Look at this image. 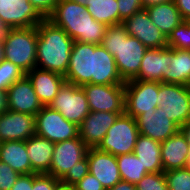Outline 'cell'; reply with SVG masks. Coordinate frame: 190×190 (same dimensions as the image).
<instances>
[{"label": "cell", "instance_id": "cell-4", "mask_svg": "<svg viewBox=\"0 0 190 190\" xmlns=\"http://www.w3.org/2000/svg\"><path fill=\"white\" fill-rule=\"evenodd\" d=\"M37 27L9 28L2 38L4 58L26 74L36 68Z\"/></svg>", "mask_w": 190, "mask_h": 190}, {"label": "cell", "instance_id": "cell-1", "mask_svg": "<svg viewBox=\"0 0 190 190\" xmlns=\"http://www.w3.org/2000/svg\"><path fill=\"white\" fill-rule=\"evenodd\" d=\"M47 19L61 27L74 41L90 44H101L108 27L96 21L85 5L70 0H58Z\"/></svg>", "mask_w": 190, "mask_h": 190}, {"label": "cell", "instance_id": "cell-29", "mask_svg": "<svg viewBox=\"0 0 190 190\" xmlns=\"http://www.w3.org/2000/svg\"><path fill=\"white\" fill-rule=\"evenodd\" d=\"M85 7L96 21L108 27L119 24L117 0H92L87 2Z\"/></svg>", "mask_w": 190, "mask_h": 190}, {"label": "cell", "instance_id": "cell-10", "mask_svg": "<svg viewBox=\"0 0 190 190\" xmlns=\"http://www.w3.org/2000/svg\"><path fill=\"white\" fill-rule=\"evenodd\" d=\"M85 91L90 112L124 113L125 86L84 84L81 86Z\"/></svg>", "mask_w": 190, "mask_h": 190}, {"label": "cell", "instance_id": "cell-13", "mask_svg": "<svg viewBox=\"0 0 190 190\" xmlns=\"http://www.w3.org/2000/svg\"><path fill=\"white\" fill-rule=\"evenodd\" d=\"M88 149L79 137L55 143L50 170L47 174L60 180L68 170L75 167V163L87 156Z\"/></svg>", "mask_w": 190, "mask_h": 190}, {"label": "cell", "instance_id": "cell-43", "mask_svg": "<svg viewBox=\"0 0 190 190\" xmlns=\"http://www.w3.org/2000/svg\"><path fill=\"white\" fill-rule=\"evenodd\" d=\"M107 190H137V188L136 184L121 180L120 182L115 184L112 188Z\"/></svg>", "mask_w": 190, "mask_h": 190}, {"label": "cell", "instance_id": "cell-31", "mask_svg": "<svg viewBox=\"0 0 190 190\" xmlns=\"http://www.w3.org/2000/svg\"><path fill=\"white\" fill-rule=\"evenodd\" d=\"M167 46L180 50H190V22L184 20L167 37Z\"/></svg>", "mask_w": 190, "mask_h": 190}, {"label": "cell", "instance_id": "cell-40", "mask_svg": "<svg viewBox=\"0 0 190 190\" xmlns=\"http://www.w3.org/2000/svg\"><path fill=\"white\" fill-rule=\"evenodd\" d=\"M77 190H105L101 182L90 172L75 184Z\"/></svg>", "mask_w": 190, "mask_h": 190}, {"label": "cell", "instance_id": "cell-15", "mask_svg": "<svg viewBox=\"0 0 190 190\" xmlns=\"http://www.w3.org/2000/svg\"><path fill=\"white\" fill-rule=\"evenodd\" d=\"M35 135V116L7 110L0 114V143L26 141Z\"/></svg>", "mask_w": 190, "mask_h": 190}, {"label": "cell", "instance_id": "cell-12", "mask_svg": "<svg viewBox=\"0 0 190 190\" xmlns=\"http://www.w3.org/2000/svg\"><path fill=\"white\" fill-rule=\"evenodd\" d=\"M127 34L137 38L148 49L167 47V37L151 21L146 9L122 22Z\"/></svg>", "mask_w": 190, "mask_h": 190}, {"label": "cell", "instance_id": "cell-46", "mask_svg": "<svg viewBox=\"0 0 190 190\" xmlns=\"http://www.w3.org/2000/svg\"><path fill=\"white\" fill-rule=\"evenodd\" d=\"M54 190H77V189H76L75 185L67 184L62 181H59L56 184V187Z\"/></svg>", "mask_w": 190, "mask_h": 190}, {"label": "cell", "instance_id": "cell-50", "mask_svg": "<svg viewBox=\"0 0 190 190\" xmlns=\"http://www.w3.org/2000/svg\"><path fill=\"white\" fill-rule=\"evenodd\" d=\"M73 2H77L78 4L85 5L87 2H91L92 0H70Z\"/></svg>", "mask_w": 190, "mask_h": 190}, {"label": "cell", "instance_id": "cell-21", "mask_svg": "<svg viewBox=\"0 0 190 190\" xmlns=\"http://www.w3.org/2000/svg\"><path fill=\"white\" fill-rule=\"evenodd\" d=\"M189 154L190 147L181 130L161 142V160L164 172L186 168Z\"/></svg>", "mask_w": 190, "mask_h": 190}, {"label": "cell", "instance_id": "cell-38", "mask_svg": "<svg viewBox=\"0 0 190 190\" xmlns=\"http://www.w3.org/2000/svg\"><path fill=\"white\" fill-rule=\"evenodd\" d=\"M59 181L47 173H33V188L31 190H54Z\"/></svg>", "mask_w": 190, "mask_h": 190}, {"label": "cell", "instance_id": "cell-23", "mask_svg": "<svg viewBox=\"0 0 190 190\" xmlns=\"http://www.w3.org/2000/svg\"><path fill=\"white\" fill-rule=\"evenodd\" d=\"M94 84L102 85H124L125 82L111 55L101 44H95L94 51Z\"/></svg>", "mask_w": 190, "mask_h": 190}, {"label": "cell", "instance_id": "cell-35", "mask_svg": "<svg viewBox=\"0 0 190 190\" xmlns=\"http://www.w3.org/2000/svg\"><path fill=\"white\" fill-rule=\"evenodd\" d=\"M88 173L89 162L86 156L83 160L75 163V167L68 170V172L60 179V181L67 184L75 185Z\"/></svg>", "mask_w": 190, "mask_h": 190}, {"label": "cell", "instance_id": "cell-6", "mask_svg": "<svg viewBox=\"0 0 190 190\" xmlns=\"http://www.w3.org/2000/svg\"><path fill=\"white\" fill-rule=\"evenodd\" d=\"M138 136L136 120L124 112L107 130L97 148L114 156L129 154L134 151Z\"/></svg>", "mask_w": 190, "mask_h": 190}, {"label": "cell", "instance_id": "cell-17", "mask_svg": "<svg viewBox=\"0 0 190 190\" xmlns=\"http://www.w3.org/2000/svg\"><path fill=\"white\" fill-rule=\"evenodd\" d=\"M135 120L139 134L152 138L160 143L180 130V127L168 119L159 107L155 111L140 114Z\"/></svg>", "mask_w": 190, "mask_h": 190}, {"label": "cell", "instance_id": "cell-2", "mask_svg": "<svg viewBox=\"0 0 190 190\" xmlns=\"http://www.w3.org/2000/svg\"><path fill=\"white\" fill-rule=\"evenodd\" d=\"M36 68L67 73L74 40L50 20L43 19L37 26Z\"/></svg>", "mask_w": 190, "mask_h": 190}, {"label": "cell", "instance_id": "cell-36", "mask_svg": "<svg viewBox=\"0 0 190 190\" xmlns=\"http://www.w3.org/2000/svg\"><path fill=\"white\" fill-rule=\"evenodd\" d=\"M119 10V24L134 13L144 9L141 0H117Z\"/></svg>", "mask_w": 190, "mask_h": 190}, {"label": "cell", "instance_id": "cell-24", "mask_svg": "<svg viewBox=\"0 0 190 190\" xmlns=\"http://www.w3.org/2000/svg\"><path fill=\"white\" fill-rule=\"evenodd\" d=\"M55 143L34 135L26 140V149L32 167V173H48L54 152Z\"/></svg>", "mask_w": 190, "mask_h": 190}, {"label": "cell", "instance_id": "cell-18", "mask_svg": "<svg viewBox=\"0 0 190 190\" xmlns=\"http://www.w3.org/2000/svg\"><path fill=\"white\" fill-rule=\"evenodd\" d=\"M87 159L89 172L101 182L105 190L112 188L122 180L116 156L98 148H89Z\"/></svg>", "mask_w": 190, "mask_h": 190}, {"label": "cell", "instance_id": "cell-27", "mask_svg": "<svg viewBox=\"0 0 190 190\" xmlns=\"http://www.w3.org/2000/svg\"><path fill=\"white\" fill-rule=\"evenodd\" d=\"M133 153L148 173L164 172L161 160V143L139 134Z\"/></svg>", "mask_w": 190, "mask_h": 190}, {"label": "cell", "instance_id": "cell-9", "mask_svg": "<svg viewBox=\"0 0 190 190\" xmlns=\"http://www.w3.org/2000/svg\"><path fill=\"white\" fill-rule=\"evenodd\" d=\"M48 106L57 110L67 121L78 126L90 113L83 88L67 82L63 84L57 96Z\"/></svg>", "mask_w": 190, "mask_h": 190}, {"label": "cell", "instance_id": "cell-37", "mask_svg": "<svg viewBox=\"0 0 190 190\" xmlns=\"http://www.w3.org/2000/svg\"><path fill=\"white\" fill-rule=\"evenodd\" d=\"M19 176L11 166L0 161V190H11Z\"/></svg>", "mask_w": 190, "mask_h": 190}, {"label": "cell", "instance_id": "cell-32", "mask_svg": "<svg viewBox=\"0 0 190 190\" xmlns=\"http://www.w3.org/2000/svg\"><path fill=\"white\" fill-rule=\"evenodd\" d=\"M26 73L10 61L0 62V90L7 89L17 80L23 78Z\"/></svg>", "mask_w": 190, "mask_h": 190}, {"label": "cell", "instance_id": "cell-7", "mask_svg": "<svg viewBox=\"0 0 190 190\" xmlns=\"http://www.w3.org/2000/svg\"><path fill=\"white\" fill-rule=\"evenodd\" d=\"M125 86L124 112L134 119L142 113L155 111L158 101L159 82L128 80Z\"/></svg>", "mask_w": 190, "mask_h": 190}, {"label": "cell", "instance_id": "cell-19", "mask_svg": "<svg viewBox=\"0 0 190 190\" xmlns=\"http://www.w3.org/2000/svg\"><path fill=\"white\" fill-rule=\"evenodd\" d=\"M120 114L123 113L90 112L79 125V138L88 148H97Z\"/></svg>", "mask_w": 190, "mask_h": 190}, {"label": "cell", "instance_id": "cell-11", "mask_svg": "<svg viewBox=\"0 0 190 190\" xmlns=\"http://www.w3.org/2000/svg\"><path fill=\"white\" fill-rule=\"evenodd\" d=\"M95 44L74 41L65 80L77 86L94 84Z\"/></svg>", "mask_w": 190, "mask_h": 190}, {"label": "cell", "instance_id": "cell-28", "mask_svg": "<svg viewBox=\"0 0 190 190\" xmlns=\"http://www.w3.org/2000/svg\"><path fill=\"white\" fill-rule=\"evenodd\" d=\"M151 21L168 37L171 31L176 28L183 18L173 1L153 5L145 8Z\"/></svg>", "mask_w": 190, "mask_h": 190}, {"label": "cell", "instance_id": "cell-16", "mask_svg": "<svg viewBox=\"0 0 190 190\" xmlns=\"http://www.w3.org/2000/svg\"><path fill=\"white\" fill-rule=\"evenodd\" d=\"M7 104L8 110L33 116L43 108L32 83L26 75L7 89Z\"/></svg>", "mask_w": 190, "mask_h": 190}, {"label": "cell", "instance_id": "cell-44", "mask_svg": "<svg viewBox=\"0 0 190 190\" xmlns=\"http://www.w3.org/2000/svg\"><path fill=\"white\" fill-rule=\"evenodd\" d=\"M8 110L7 91L0 90V114Z\"/></svg>", "mask_w": 190, "mask_h": 190}, {"label": "cell", "instance_id": "cell-33", "mask_svg": "<svg viewBox=\"0 0 190 190\" xmlns=\"http://www.w3.org/2000/svg\"><path fill=\"white\" fill-rule=\"evenodd\" d=\"M169 190H190V171L187 168L164 172Z\"/></svg>", "mask_w": 190, "mask_h": 190}, {"label": "cell", "instance_id": "cell-45", "mask_svg": "<svg viewBox=\"0 0 190 190\" xmlns=\"http://www.w3.org/2000/svg\"><path fill=\"white\" fill-rule=\"evenodd\" d=\"M141 1H142V6L145 9V8L153 6V5L170 2L173 0H141Z\"/></svg>", "mask_w": 190, "mask_h": 190}, {"label": "cell", "instance_id": "cell-5", "mask_svg": "<svg viewBox=\"0 0 190 190\" xmlns=\"http://www.w3.org/2000/svg\"><path fill=\"white\" fill-rule=\"evenodd\" d=\"M157 107L181 128L190 121V87L159 82Z\"/></svg>", "mask_w": 190, "mask_h": 190}, {"label": "cell", "instance_id": "cell-47", "mask_svg": "<svg viewBox=\"0 0 190 190\" xmlns=\"http://www.w3.org/2000/svg\"><path fill=\"white\" fill-rule=\"evenodd\" d=\"M180 130L182 133L185 135L187 143L189 144L190 147V121L187 122L185 125H183Z\"/></svg>", "mask_w": 190, "mask_h": 190}, {"label": "cell", "instance_id": "cell-49", "mask_svg": "<svg viewBox=\"0 0 190 190\" xmlns=\"http://www.w3.org/2000/svg\"><path fill=\"white\" fill-rule=\"evenodd\" d=\"M4 58V46H3V41L0 39V62L3 61Z\"/></svg>", "mask_w": 190, "mask_h": 190}, {"label": "cell", "instance_id": "cell-39", "mask_svg": "<svg viewBox=\"0 0 190 190\" xmlns=\"http://www.w3.org/2000/svg\"><path fill=\"white\" fill-rule=\"evenodd\" d=\"M57 1L58 0H29L44 19H47L54 11Z\"/></svg>", "mask_w": 190, "mask_h": 190}, {"label": "cell", "instance_id": "cell-3", "mask_svg": "<svg viewBox=\"0 0 190 190\" xmlns=\"http://www.w3.org/2000/svg\"><path fill=\"white\" fill-rule=\"evenodd\" d=\"M101 45L114 56L124 82L134 79L148 50L137 38L129 36L122 24L107 27Z\"/></svg>", "mask_w": 190, "mask_h": 190}, {"label": "cell", "instance_id": "cell-48", "mask_svg": "<svg viewBox=\"0 0 190 190\" xmlns=\"http://www.w3.org/2000/svg\"><path fill=\"white\" fill-rule=\"evenodd\" d=\"M8 31V27L3 23V21L0 18V39H2L6 32Z\"/></svg>", "mask_w": 190, "mask_h": 190}, {"label": "cell", "instance_id": "cell-8", "mask_svg": "<svg viewBox=\"0 0 190 190\" xmlns=\"http://www.w3.org/2000/svg\"><path fill=\"white\" fill-rule=\"evenodd\" d=\"M35 134L57 143L79 137V126L67 121L57 110L43 106L35 115Z\"/></svg>", "mask_w": 190, "mask_h": 190}, {"label": "cell", "instance_id": "cell-26", "mask_svg": "<svg viewBox=\"0 0 190 190\" xmlns=\"http://www.w3.org/2000/svg\"><path fill=\"white\" fill-rule=\"evenodd\" d=\"M0 161L11 166L20 175L32 174L26 141L11 140L1 142Z\"/></svg>", "mask_w": 190, "mask_h": 190}, {"label": "cell", "instance_id": "cell-30", "mask_svg": "<svg viewBox=\"0 0 190 190\" xmlns=\"http://www.w3.org/2000/svg\"><path fill=\"white\" fill-rule=\"evenodd\" d=\"M116 159L123 181L136 184L148 173L140 159L133 152L116 156Z\"/></svg>", "mask_w": 190, "mask_h": 190}, {"label": "cell", "instance_id": "cell-41", "mask_svg": "<svg viewBox=\"0 0 190 190\" xmlns=\"http://www.w3.org/2000/svg\"><path fill=\"white\" fill-rule=\"evenodd\" d=\"M33 188V173L20 175L11 190H31Z\"/></svg>", "mask_w": 190, "mask_h": 190}, {"label": "cell", "instance_id": "cell-14", "mask_svg": "<svg viewBox=\"0 0 190 190\" xmlns=\"http://www.w3.org/2000/svg\"><path fill=\"white\" fill-rule=\"evenodd\" d=\"M0 18L8 29L34 27L44 19L29 0H0Z\"/></svg>", "mask_w": 190, "mask_h": 190}, {"label": "cell", "instance_id": "cell-20", "mask_svg": "<svg viewBox=\"0 0 190 190\" xmlns=\"http://www.w3.org/2000/svg\"><path fill=\"white\" fill-rule=\"evenodd\" d=\"M26 76L32 83L34 91L43 106H48L51 103L66 82L63 75L39 68L30 70Z\"/></svg>", "mask_w": 190, "mask_h": 190}, {"label": "cell", "instance_id": "cell-22", "mask_svg": "<svg viewBox=\"0 0 190 190\" xmlns=\"http://www.w3.org/2000/svg\"><path fill=\"white\" fill-rule=\"evenodd\" d=\"M163 83L190 85V50L167 46V66Z\"/></svg>", "mask_w": 190, "mask_h": 190}, {"label": "cell", "instance_id": "cell-42", "mask_svg": "<svg viewBox=\"0 0 190 190\" xmlns=\"http://www.w3.org/2000/svg\"><path fill=\"white\" fill-rule=\"evenodd\" d=\"M183 20H190V0H174Z\"/></svg>", "mask_w": 190, "mask_h": 190}, {"label": "cell", "instance_id": "cell-51", "mask_svg": "<svg viewBox=\"0 0 190 190\" xmlns=\"http://www.w3.org/2000/svg\"><path fill=\"white\" fill-rule=\"evenodd\" d=\"M186 168L190 171V154L188 156V161H187Z\"/></svg>", "mask_w": 190, "mask_h": 190}, {"label": "cell", "instance_id": "cell-34", "mask_svg": "<svg viewBox=\"0 0 190 190\" xmlns=\"http://www.w3.org/2000/svg\"><path fill=\"white\" fill-rule=\"evenodd\" d=\"M137 190H169L164 172L147 173L136 183Z\"/></svg>", "mask_w": 190, "mask_h": 190}, {"label": "cell", "instance_id": "cell-25", "mask_svg": "<svg viewBox=\"0 0 190 190\" xmlns=\"http://www.w3.org/2000/svg\"><path fill=\"white\" fill-rule=\"evenodd\" d=\"M167 66V47L148 49L143 56L138 75L132 80L163 83Z\"/></svg>", "mask_w": 190, "mask_h": 190}]
</instances>
